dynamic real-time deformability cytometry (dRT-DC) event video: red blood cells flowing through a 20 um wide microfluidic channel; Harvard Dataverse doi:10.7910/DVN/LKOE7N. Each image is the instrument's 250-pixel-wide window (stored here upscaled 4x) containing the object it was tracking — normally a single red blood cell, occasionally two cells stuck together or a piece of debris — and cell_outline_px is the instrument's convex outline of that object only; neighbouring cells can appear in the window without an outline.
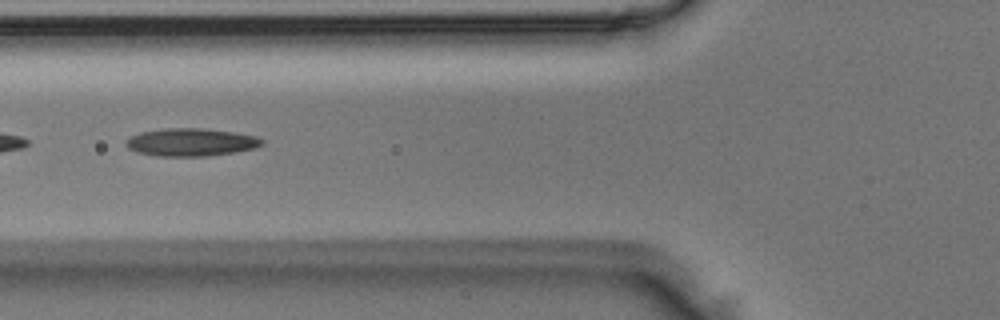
{"species": "Egyptian fruit bat (a non-hibernating species)", "species_latin": "Rousettus aegyptiacus", "temperature_condition": "room temperature", "stored_images_in_passage": 11, "camera_frame_rate_fps": 3000, "um_per_image_px": 0.085, "animal": {"sex": "male"}, "frame": {"image": 1, "passage_image": 4, "time_ms": 1.0, "image_size_px": [1000, 320], "cell_outline_px": [[264, 144], [256, 148], [236, 152], [204, 156], [156, 156], [136, 152], [128, 148], [124, 144], [124, 140], [140, 132], [168, 128], [204, 128], [232, 132], [256, 136], [264, 140]], "centroid_in_image_um": [16.22, 12.09], "position_along_channel_um": 109.6, "area_um2": 22.14}}